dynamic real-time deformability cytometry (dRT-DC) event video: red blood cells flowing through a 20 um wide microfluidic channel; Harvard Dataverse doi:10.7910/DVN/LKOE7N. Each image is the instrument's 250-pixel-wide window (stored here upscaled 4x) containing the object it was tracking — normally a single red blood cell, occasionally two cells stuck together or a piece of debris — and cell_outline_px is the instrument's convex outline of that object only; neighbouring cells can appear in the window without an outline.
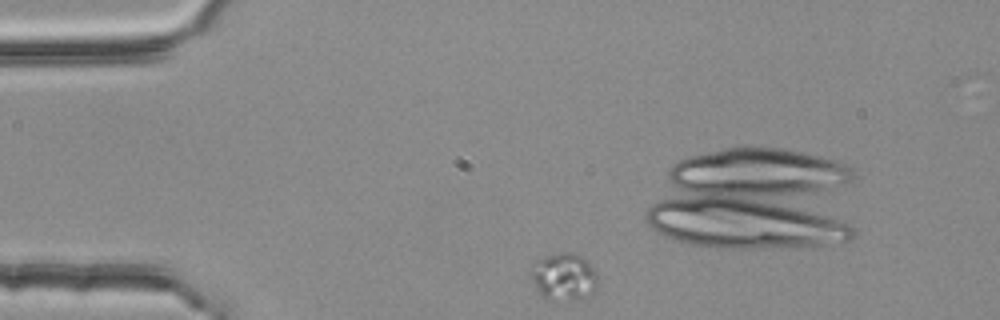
{"species": "common noctule bat (a hibernating species)", "species_latin": "Nyctalus noctula", "temperature_condition": "room temperature", "stored_images_in_passage": 4, "camera_frame_rate_fps": 3000, "um_per_image_px": 0.085, "animal": {"sex": "female", "body_mass_g": 25.1}, "frame": {"image": 1, "passage_image": 1, "time_ms": 0.0, "image_size_px": [1000, 320], "cell_outline_px": [[600, 284], [596, 292], [580, 300], [544, 300], [540, 296], [532, 280], [532, 260], [560, 252], [572, 252], [580, 256], [596, 272], [600, 280]], "centroid_in_image_um": [47.95, 23.56], "position_along_channel_um": 37.1, "area_um2": 19.02}}